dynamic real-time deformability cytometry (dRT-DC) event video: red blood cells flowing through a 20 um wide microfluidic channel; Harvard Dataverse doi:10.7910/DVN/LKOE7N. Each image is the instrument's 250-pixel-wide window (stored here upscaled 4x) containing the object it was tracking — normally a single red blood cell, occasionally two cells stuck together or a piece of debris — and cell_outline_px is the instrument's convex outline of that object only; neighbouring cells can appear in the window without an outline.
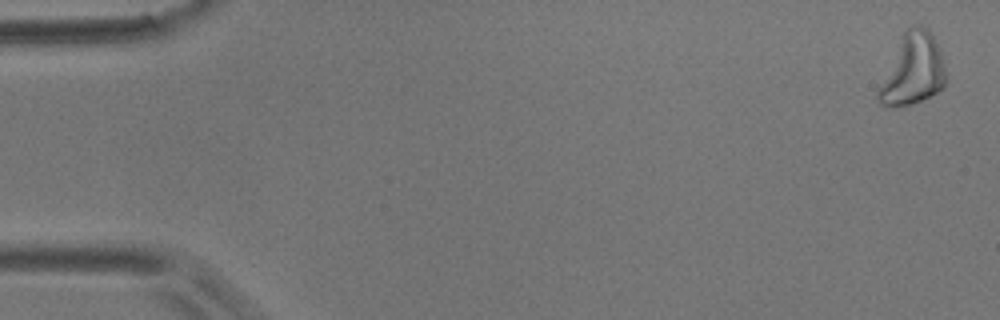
{"species": "common noctule bat (a hibernating species)", "species_latin": "Nyctalus noctula", "temperature_condition": "room temperature", "stored_images_in_passage": 17, "camera_frame_rate_fps": 3000, "um_per_image_px": 0.085, "animal": {"sex": "male", "body_mass_g": 17.9}, "frame": {"image": 1, "passage_image": 2, "time_ms": 0.333, "image_size_px": [1000, 320], "cell_outline_px": [[944, 88], [920, 100], [900, 108], [884, 108], [876, 100], [876, 92], [904, 32], [908, 28], [920, 24], [928, 28], [940, 52], [944, 68]], "centroid_in_image_um": [77.53, 5.98], "position_along_channel_um": 7.5, "area_um2": 27.46}}
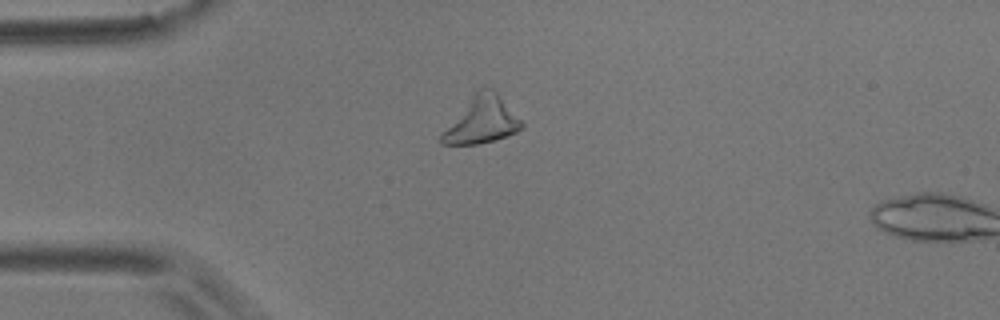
{"frame": {"image": 2, "passage_image": 15, "time_ms": 4.667, "image_size_px": [1000, 320], "cell_outline_px": [[524, 128], [508, 136], [476, 144], [440, 144], [440, 132], [476, 88], [480, 84], [484, 84], [492, 88], [496, 92], [524, 124]], "centroid_in_image_um": [40.89, 10.17], "position_along_channel_um": 44.1, "area_um2": 22.14}}